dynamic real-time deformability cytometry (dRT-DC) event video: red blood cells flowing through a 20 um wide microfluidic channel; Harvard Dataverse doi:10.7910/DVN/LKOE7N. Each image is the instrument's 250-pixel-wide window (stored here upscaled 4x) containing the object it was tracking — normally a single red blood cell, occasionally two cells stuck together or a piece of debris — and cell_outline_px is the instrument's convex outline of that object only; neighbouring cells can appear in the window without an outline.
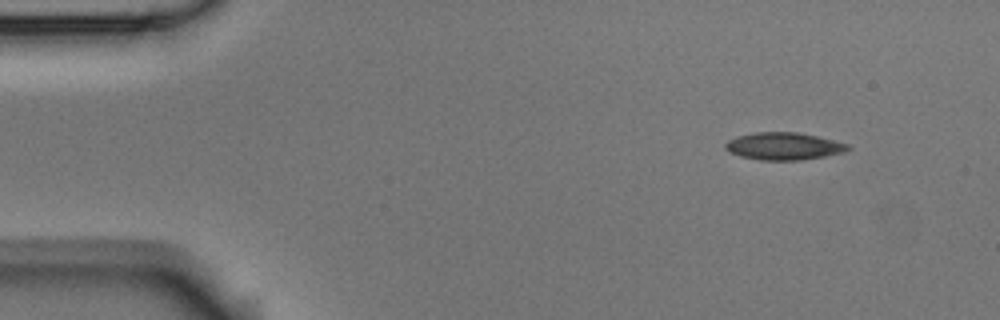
{"species": "Egyptian fruit bat (a non-hibernating species)", "species_latin": "Rousettus aegyptiacus", "temperature_condition": "room temperature", "stored_images_in_passage": 5, "segment_of_instrument_passage": [1, 2], "camera_frame_rate_fps": 3000, "um_per_image_px": 0.085, "animal": {"sex": "male"}, "frame": {"image": 1, "passage_image": 1, "time_ms": 0.0, "image_size_px": [1000, 320], "cell_outline_px": [[852, 148], [844, 152], [824, 156], [800, 160], [760, 160], [740, 156], [724, 148], [724, 144], [728, 140], [736, 136], [756, 132], [796, 132], [816, 136], [848, 144]], "centroid_in_image_um": [66.6, 12.42], "position_along_channel_um": 18.4, "area_um2": 19.42}}
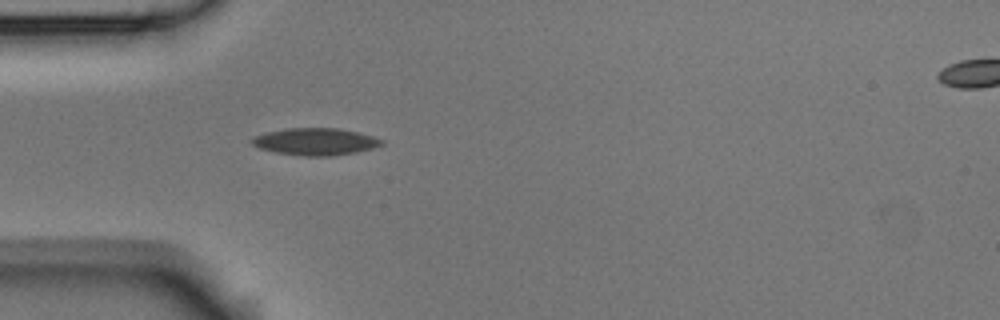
{"frame": {"image": 2, "passage_image": 4, "time_ms": 1.0, "image_size_px": [1000, 320], "cell_outline_px": [[384, 144], [372, 148], [356, 152], [328, 156], [304, 156], [276, 152], [260, 148], [252, 144], [248, 140], [252, 136], [264, 132], [284, 128], [340, 128], [372, 136], [384, 140]], "centroid_in_image_um": [26.75, 12.02], "position_along_channel_um": 58.2, "area_um2": 20.58}}